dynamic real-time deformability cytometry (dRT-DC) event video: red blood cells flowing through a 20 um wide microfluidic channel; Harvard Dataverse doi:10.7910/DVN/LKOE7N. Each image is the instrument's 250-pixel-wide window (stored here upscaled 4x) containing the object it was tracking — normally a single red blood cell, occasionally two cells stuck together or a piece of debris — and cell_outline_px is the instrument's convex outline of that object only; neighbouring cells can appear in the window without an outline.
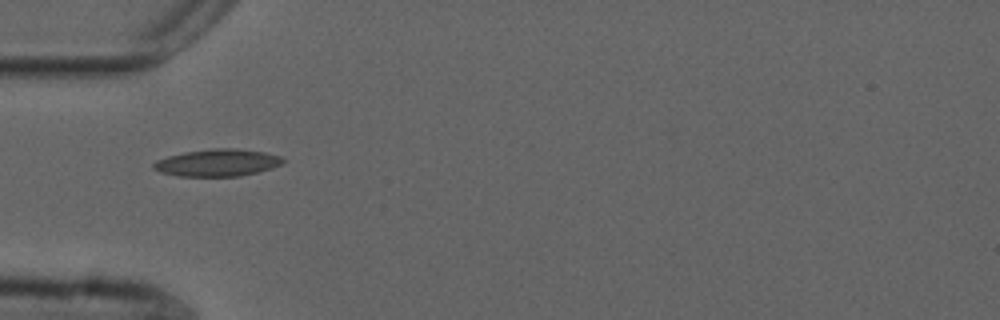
{"species": "common noctule bat (a hibernating species)", "species_latin": "Nyctalus noctula", "temperature_condition": "cold", "stored_images_in_passage": 38, "camera_frame_rate_fps": 3000, "um_per_image_px": 0.085, "animal": {"sex": "male", "forearm_length_mm": 52.5}, "frame": {"image": 1, "passage_image": 1, "time_ms": 0.0, "image_size_px": [1000, 320], "cell_outline_px": [[284, 164], [272, 168], [240, 176], [176, 176], [160, 172], [152, 168], [152, 164], [156, 160], [168, 156], [184, 152], [212, 148], [232, 148], [264, 152], [280, 156], [284, 160]], "centroid_in_image_um": [18.46, 13.83], "position_along_channel_um": 66.5, "area_um2": 20.52}}
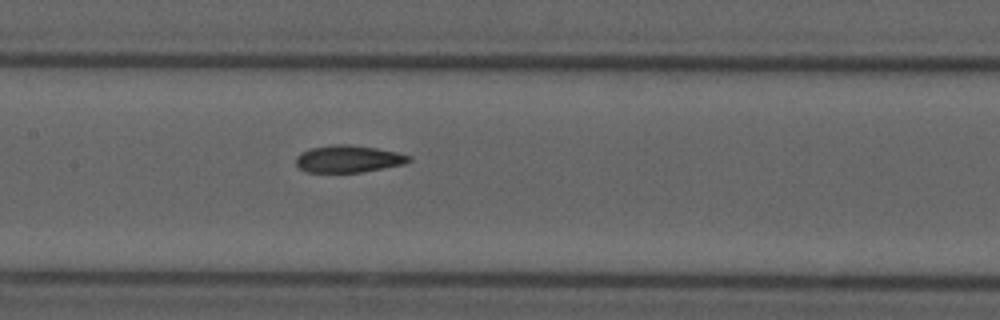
{"frame": {"image": 2, "passage_image": 10, "time_ms": 3.0, "image_size_px": [1000, 320], "cell_outline_px": [[412, 160], [404, 164], [384, 168], [360, 172], [308, 172], [300, 168], [296, 164], [296, 156], [300, 152], [312, 148], [332, 144], [348, 144], [376, 148], [396, 152], [412, 156]], "centroid_in_image_um": [29.62, 13.5], "position_along_channel_um": 177.8, "area_um2": 17.86}}
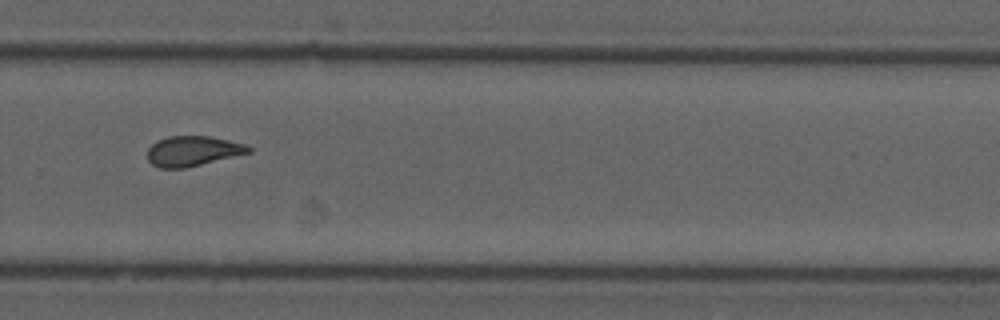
{"frame": {"image": 3, "passage_image": 21, "time_ms": 6.667, "image_size_px": [1000, 320], "cell_outline_px": [[252, 152], [184, 168], [160, 168], [152, 164], [148, 160], [148, 148], [156, 140], [168, 136], [208, 136], [228, 140], [244, 144], [252, 148]], "centroid_in_image_um": [16.37, 12.83], "position_along_channel_um": 313.4, "area_um2": 17.63}, "authors_computed_cell_mechanics": {"area_um2": 18.207, "velocity_mm_per_s": 3.7121, "shape_relaxation_time_tau1_ms": null, "shape_relaxation_time_tau2_ms": 2.7148, "deformation_change_tau1": null, "deformation_change_tau2": 0.0926}}